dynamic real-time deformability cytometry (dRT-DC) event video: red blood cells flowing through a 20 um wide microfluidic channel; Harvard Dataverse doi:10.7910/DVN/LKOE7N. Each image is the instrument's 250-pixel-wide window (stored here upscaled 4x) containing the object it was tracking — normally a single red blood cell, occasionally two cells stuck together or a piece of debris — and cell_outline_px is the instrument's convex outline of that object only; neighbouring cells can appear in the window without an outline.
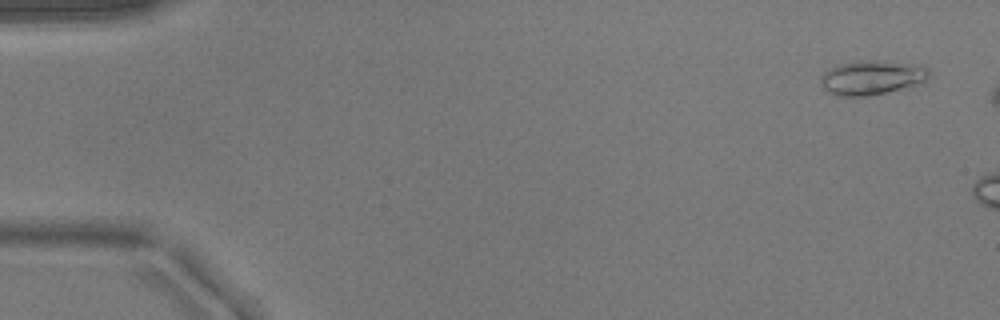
{"species": "common noctule bat (a hibernating species)", "species_latin": "Nyctalus noctula", "temperature_condition": "warm", "stored_images_in_passage": 8, "camera_frame_rate_fps": 3000, "um_per_image_px": 0.085, "animal": {"sex": "male", "body_mass_g": 17.9}, "frame": {"image": 1, "passage_image": 3, "time_ms": 0.667, "image_size_px": [1000, 320], "cell_outline_px": [[928, 76], [924, 80], [900, 88], [868, 96], [836, 96], [828, 92], [824, 88], [820, 80], [820, 76], [824, 72], [840, 64], [860, 60], [876, 60], [920, 64], [928, 68]], "centroid_in_image_um": [74.05, 6.57], "position_along_channel_um": 10.9, "area_um2": 21.33}}